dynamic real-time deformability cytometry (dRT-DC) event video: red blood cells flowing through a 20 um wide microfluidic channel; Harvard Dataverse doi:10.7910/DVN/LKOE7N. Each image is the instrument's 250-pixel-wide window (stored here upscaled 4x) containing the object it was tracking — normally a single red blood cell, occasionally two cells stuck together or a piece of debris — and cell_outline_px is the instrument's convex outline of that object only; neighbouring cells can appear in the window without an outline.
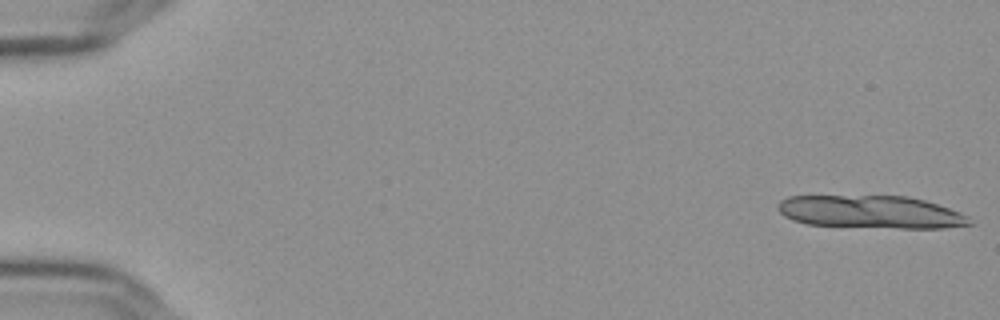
{"species": "Egyptian fruit bat (a non-hibernating species)", "species_latin": "Rousettus aegyptiacus", "temperature_condition": "cold", "stored_images_in_passage": 14, "camera_frame_rate_fps": 3000, "um_per_image_px": 0.085, "frame": {"image": 1, "passage_image": 1, "time_ms": 0.0, "image_size_px": [1000, 320], "cell_outline_px": [[972, 224], [944, 228], [900, 228], [804, 224], [792, 220], [784, 216], [776, 208], [776, 204], [780, 200], [788, 196], [908, 196], [924, 200], [960, 212], [968, 216]], "centroid_in_image_um": [73.97, 18.01], "position_along_channel_um": 11.0, "area_um2": 36.65}}